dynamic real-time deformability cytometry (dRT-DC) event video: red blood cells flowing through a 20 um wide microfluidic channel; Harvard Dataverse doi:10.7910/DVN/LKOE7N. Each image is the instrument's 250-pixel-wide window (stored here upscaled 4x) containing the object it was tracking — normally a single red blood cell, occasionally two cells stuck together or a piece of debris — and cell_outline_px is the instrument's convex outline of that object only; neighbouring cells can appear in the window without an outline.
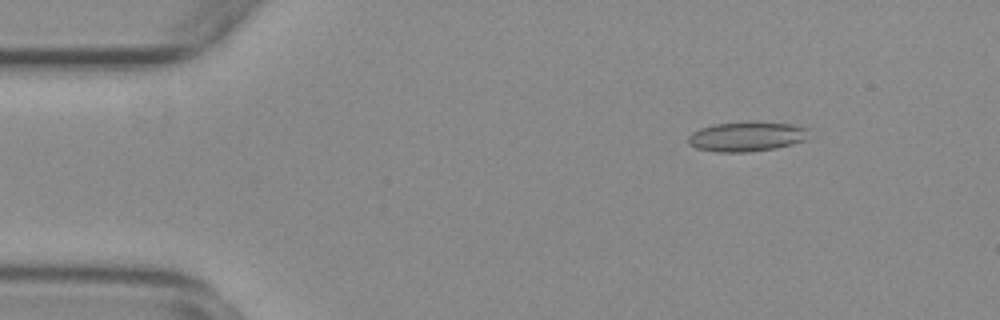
{"species": "common noctule bat (a hibernating species)", "species_latin": "Nyctalus noctula", "temperature_condition": "warm", "stored_images_in_passage": 49, "camera_frame_rate_fps": 3000, "um_per_image_px": 0.085, "animal": {"sex": "female", "body_mass_g": 29.2, "forearm_length_mm": 56.3}, "frame": {"image": 1, "passage_image": 1, "time_ms": 0.0, "image_size_px": [1000, 320], "cell_outline_px": [[808, 128], [804, 140], [792, 144], [776, 148], [748, 152], [720, 152], [696, 148], [688, 144], [688, 136], [692, 132], [700, 128], [712, 124], [748, 120], [756, 120], [792, 124]], "centroid_in_image_um": [63.43, 11.57], "position_along_channel_um": 21.6, "area_um2": 21.33}}
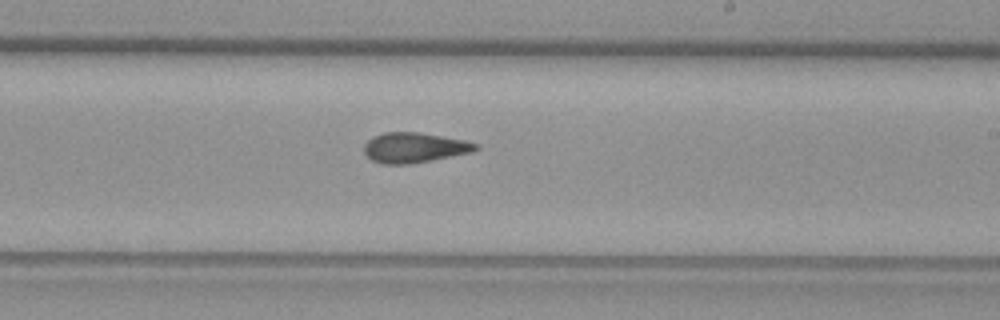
{"frame": {"image": 2, "passage_image": 26, "time_ms": 8.333, "image_size_px": [1000, 320], "cell_outline_px": [[480, 148], [472, 152], [432, 160], [408, 164], [380, 164], [364, 156], [364, 144], [372, 136], [384, 132], [420, 132], [464, 140], [480, 144]], "centroid_in_image_um": [35.2, 12.55], "position_along_channel_um": 253.8, "area_um2": 19.83}}
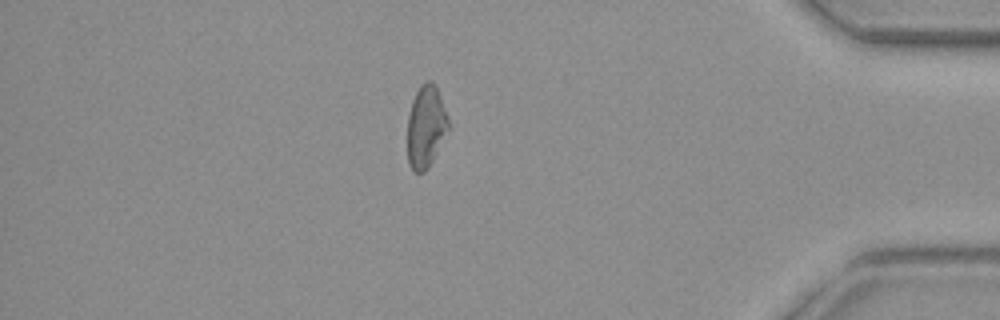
{"frame": {"image": 3, "passage_image": 41, "time_ms": 13.333, "image_size_px": [1000, 320], "cell_outline_px": [[448, 128], [428, 168], [424, 172], [412, 172], [408, 164], [408, 116], [412, 100], [420, 84], [428, 80], [432, 80], [436, 84], [448, 116]], "centroid_in_image_um": [36.18, 10.72], "position_along_channel_um": 399.0, "area_um2": 19.54}, "authors_computed_cell_mechanics": {"area_um2": 20.0566, "velocity_mm_per_s": 3.7353, "shape_relaxation_time_tau1_ms": null, "shape_relaxation_time_tau2_ms": 2.2733, "deformation_change_tau1": null, "deformation_change_tau2": 0.1016}}